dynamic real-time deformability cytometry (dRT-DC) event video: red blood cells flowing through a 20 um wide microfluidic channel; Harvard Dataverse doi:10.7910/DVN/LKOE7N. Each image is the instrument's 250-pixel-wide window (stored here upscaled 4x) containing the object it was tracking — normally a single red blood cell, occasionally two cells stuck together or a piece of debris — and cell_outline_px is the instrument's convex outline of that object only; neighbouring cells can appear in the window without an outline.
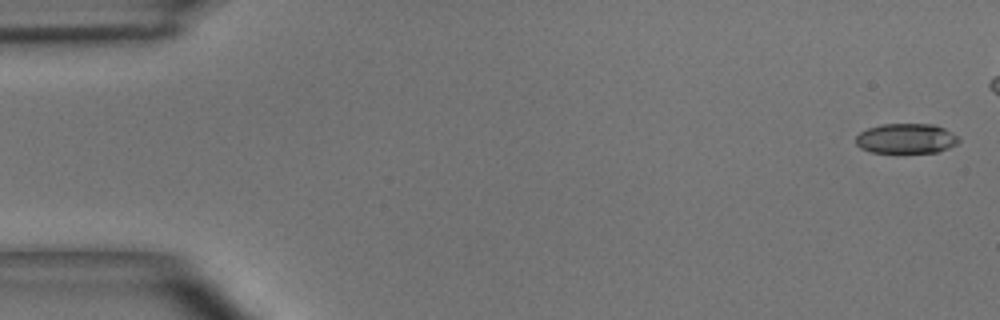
{"species": "common noctule bat (a hibernating species)", "species_latin": "Nyctalus noctula", "temperature_condition": "room temperature", "stored_images_in_passage": 44, "camera_frame_rate_fps": 3000, "um_per_image_px": 0.085, "animal": {"sex": "male", "body_mass_g": 15.6}, "frame": {"image": 1, "passage_image": 1, "time_ms": 0.0, "image_size_px": [1000, 320], "cell_outline_px": [[960, 140], [956, 144], [948, 148], [936, 152], [872, 152], [860, 148], [856, 144], [856, 136], [860, 132], [868, 128], [880, 124], [936, 124], [960, 136]], "centroid_in_image_um": [77.04, 11.76], "position_along_channel_um": 8.0, "area_um2": 18.03}}
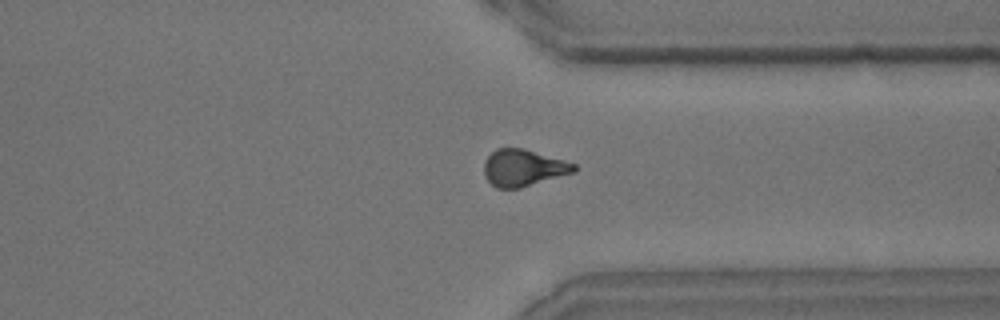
{"frame": {"image": 2, "passage_image": 38, "time_ms": 12.333, "image_size_px": [1000, 320], "cell_outline_px": [[576, 172], [520, 188], [496, 188], [484, 176], [484, 160], [496, 148], [524, 148], [564, 160], [576, 164]], "centroid_in_image_um": [44.48, 14.26], "position_along_channel_um": 366.9, "area_um2": 19.36}}
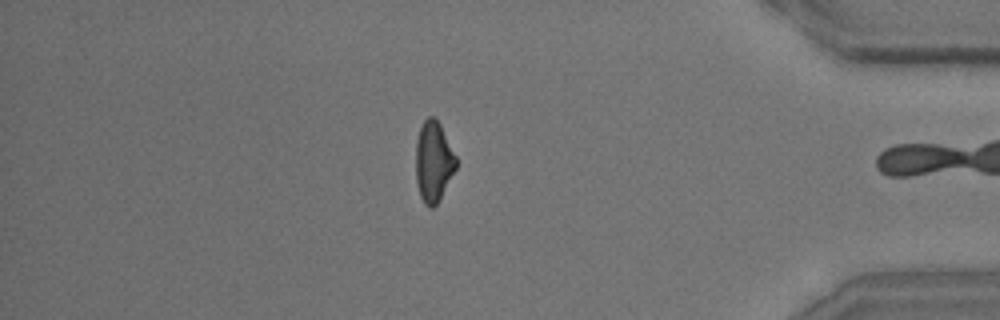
{"frame": {"image": 3, "passage_image": 43, "time_ms": 14.0, "image_size_px": [1000, 320], "cell_outline_px": [[456, 168], [440, 200], [432, 208], [428, 208], [424, 204], [420, 196], [416, 180], [416, 140], [420, 128], [424, 120], [428, 116], [432, 116], [440, 124], [456, 156]], "centroid_in_image_um": [36.84, 13.76], "position_along_channel_um": 398.4, "area_um2": 18.9}, "authors_computed_cell_mechanics": {"area_um2": 19.5942, "velocity_mm_per_s": 3.9696, "shape_relaxation_time_tau1_ms": 3.4915, "shape_relaxation_time_tau2_ms": 1.8911, "deformation_change_tau1": 0.1535, "deformation_change_tau2": 0.0937}}